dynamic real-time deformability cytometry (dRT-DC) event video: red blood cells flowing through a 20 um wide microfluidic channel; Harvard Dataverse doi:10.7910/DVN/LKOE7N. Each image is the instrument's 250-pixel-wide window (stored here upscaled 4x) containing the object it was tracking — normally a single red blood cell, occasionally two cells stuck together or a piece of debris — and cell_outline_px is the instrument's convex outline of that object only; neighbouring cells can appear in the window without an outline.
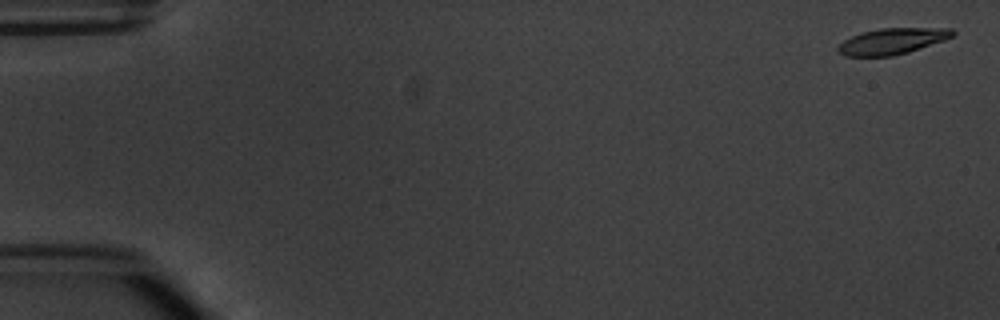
{"species": "common noctule bat (a hibernating species)", "species_latin": "Nyctalus noctula", "temperature_condition": "warm", "stored_images_in_passage": 5, "camera_frame_rate_fps": 3000, "um_per_image_px": 0.085, "animal": {"sex": "male", "body_mass_g": 20.1, "forearm_length_mm": 53.5}, "frame": {"image": 1, "passage_image": 1, "time_ms": 0.0, "image_size_px": [1000, 320], "cell_outline_px": [[956, 32], [952, 36], [944, 40], [908, 52], [892, 56], [844, 56], [836, 48], [844, 40], [860, 32], [880, 28], [952, 28]], "centroid_in_image_um": [75.83, 3.49], "position_along_channel_um": 9.2, "area_um2": 17.34}}
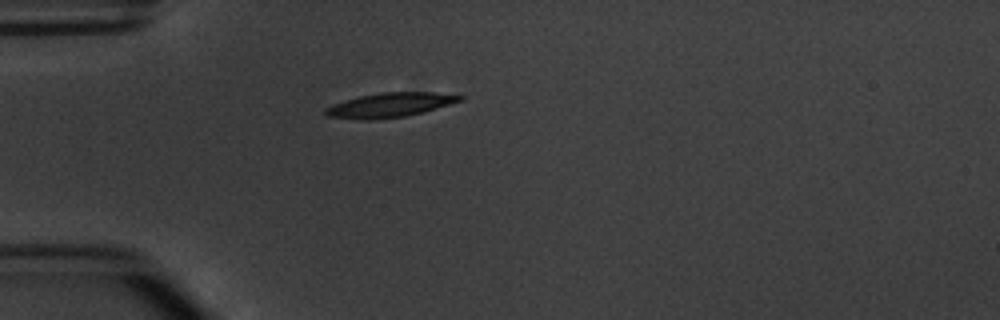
{"frame": {"image": 2, "passage_image": 5, "time_ms": 4.667, "image_size_px": [1000, 320], "cell_outline_px": [[464, 100], [424, 112], [404, 116], [368, 120], [364, 120], [328, 116], [324, 112], [324, 108], [332, 104], [360, 96], [384, 92], [432, 92], [464, 96]], "centroid_in_image_um": [33.16, 8.92], "position_along_channel_um": 51.8, "area_um2": 18.96}}